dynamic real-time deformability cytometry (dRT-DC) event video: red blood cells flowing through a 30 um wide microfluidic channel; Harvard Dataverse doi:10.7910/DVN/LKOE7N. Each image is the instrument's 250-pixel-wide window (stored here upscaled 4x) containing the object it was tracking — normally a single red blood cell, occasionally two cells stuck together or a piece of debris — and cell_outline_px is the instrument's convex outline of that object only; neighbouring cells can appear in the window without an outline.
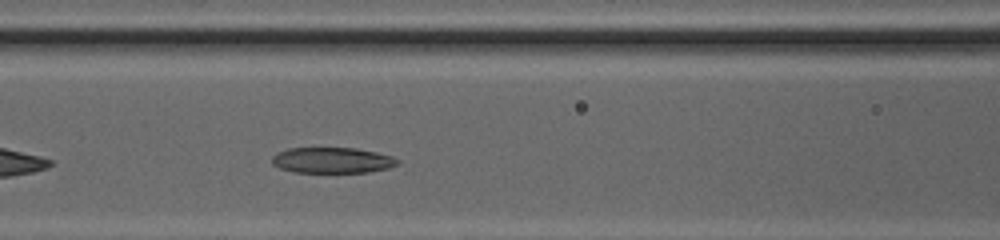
{"species": "common noctule bat (a hibernating species)", "species_latin": "Nyctalus noctula", "temperature_condition": "cold", "stored_images_in_passage": 28, "camera_frame_rate_fps": 3000, "um_per_image_px": 0.085, "animal": {"sex": "female", "body_mass_g": 20.0, "forearm_length_mm": 54.0}, "frame": {"image": 1, "passage_image": 7, "time_ms": 2.0, "image_size_px": [1000, 240], "cell_outline_px": [[400, 164], [388, 168], [368, 172], [296, 172], [280, 168], [272, 164], [272, 156], [276, 152], [288, 148], [356, 148], [376, 152], [392, 156], [400, 160]], "centroid_in_image_um": [28.25, 13.62], "position_along_channel_um": 138.3, "area_um2": 18.9}}
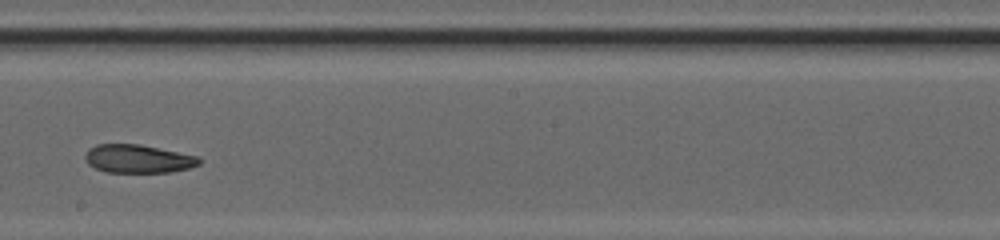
{"frame": {"image": 2, "passage_image": 14, "time_ms": 4.333, "image_size_px": [1000, 240], "cell_outline_px": [[204, 160], [200, 164], [188, 168], [172, 172], [104, 172], [88, 164], [84, 156], [88, 148], [96, 144], [140, 144], [200, 156]], "centroid_in_image_um": [11.77, 13.49], "position_along_channel_um": 236.4, "area_um2": 19.07}}
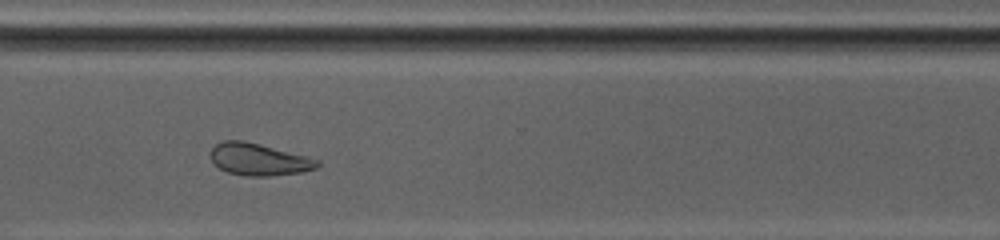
{"frame": {"image": 3, "passage_image": 22, "time_ms": 7.0, "image_size_px": [1000, 240], "cell_outline_px": [[320, 164], [316, 168], [300, 172], [268, 176], [248, 176], [228, 172], [220, 168], [208, 156], [208, 152], [216, 144], [224, 140], [244, 140], [308, 156], [320, 160]], "centroid_in_image_um": [21.99, 13.53], "position_along_channel_um": 348.6, "area_um2": 20.0}, "authors_computed_cell_mechanics": {"area_um2": 19.5942, "velocity_mm_per_s": 4.2152, "shape_relaxation_time_tau1_ms": null, "shape_relaxation_time_tau2_ms": 2.9113, "deformation_change_tau1": null, "deformation_change_tau2": 0.1021}}